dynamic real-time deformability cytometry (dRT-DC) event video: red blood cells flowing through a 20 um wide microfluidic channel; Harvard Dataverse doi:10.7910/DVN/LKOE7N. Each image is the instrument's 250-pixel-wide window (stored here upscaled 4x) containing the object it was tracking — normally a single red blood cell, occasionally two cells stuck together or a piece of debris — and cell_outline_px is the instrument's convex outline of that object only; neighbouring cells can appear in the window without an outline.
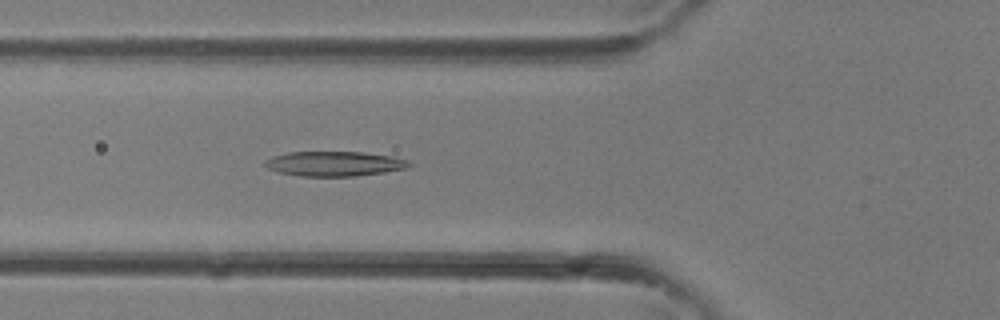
{"species": "common noctule bat (a hibernating species)", "species_latin": "Nyctalus noctula", "temperature_condition": "room temperature", "stored_images_in_passage": 28, "camera_frame_rate_fps": 3000, "um_per_image_px": 0.085, "animal": {"sex": "female"}, "frame": {"image": 1, "passage_image": 5, "time_ms": 1.333, "image_size_px": [1000, 320], "cell_outline_px": [[412, 164], [404, 168], [384, 172], [356, 176], [300, 176], [280, 172], [268, 168], [264, 164], [264, 160], [272, 156], [288, 152], [364, 152], [392, 156], [408, 160]], "centroid_in_image_um": [28.4, 13.91], "position_along_channel_um": 97.4, "area_um2": 20.75}}
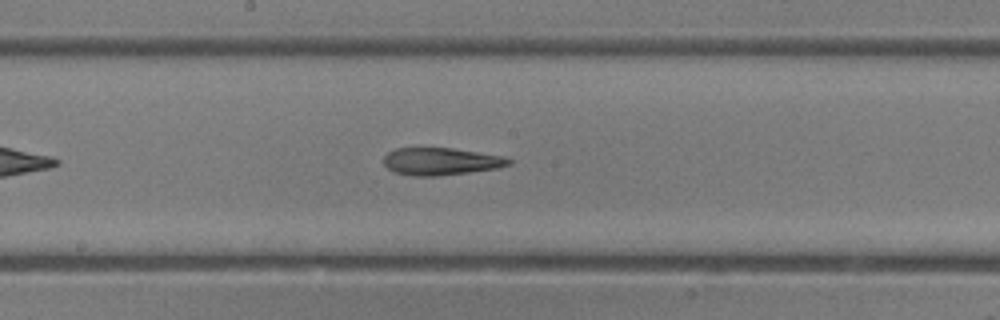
{"frame": {"image": 2, "passage_image": 11, "time_ms": 3.333, "image_size_px": [1000, 320], "cell_outline_px": [[512, 164], [496, 168], [468, 172], [436, 176], [412, 176], [396, 172], [388, 168], [384, 164], [384, 156], [388, 152], [396, 148], [452, 148], [504, 156], [512, 160]], "centroid_in_image_um": [37.48, 13.71], "position_along_channel_um": 210.7, "area_um2": 19.83}}
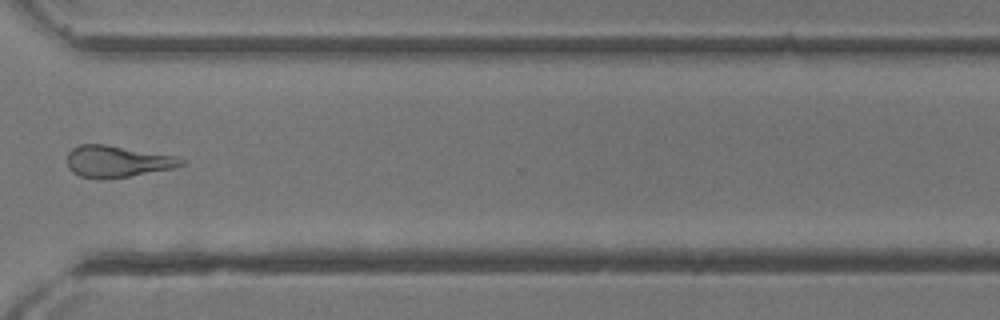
{"frame": {"image": 3, "passage_image": 19, "time_ms": 6.0, "image_size_px": [1000, 320], "cell_outline_px": [[188, 164], [172, 168], [128, 176], [100, 180], [96, 180], [80, 176], [72, 172], [68, 168], [68, 152], [72, 148], [80, 144], [104, 144], [176, 156], [184, 160]], "centroid_in_image_um": [9.94, 13.73], "position_along_channel_um": 360.7, "area_um2": 21.04}}